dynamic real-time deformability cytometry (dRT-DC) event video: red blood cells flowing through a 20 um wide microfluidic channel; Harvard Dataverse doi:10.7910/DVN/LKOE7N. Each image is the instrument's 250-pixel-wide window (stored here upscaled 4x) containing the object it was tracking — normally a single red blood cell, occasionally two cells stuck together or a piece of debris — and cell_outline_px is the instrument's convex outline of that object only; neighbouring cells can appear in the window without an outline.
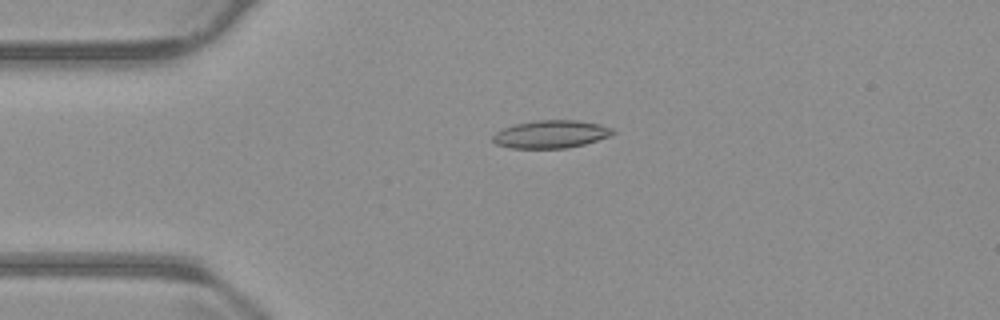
{"species": "common noctule bat (a hibernating species)", "species_latin": "Nyctalus noctula", "temperature_condition": "warm", "stored_images_in_passage": 55, "camera_frame_rate_fps": 3000, "um_per_image_px": 0.085, "animal": {"sex": "male", "body_mass_g": 23.1, "forearm_length_mm": 52.7}, "frame": {"image": 1, "passage_image": 13, "time_ms": 4.0, "image_size_px": [1000, 320], "cell_outline_px": [[616, 132], [612, 136], [584, 144], [564, 148], [508, 148], [496, 144], [492, 140], [492, 136], [496, 132], [504, 128], [516, 124], [536, 120], [576, 120], [600, 124], [612, 128]], "centroid_in_image_um": [46.84, 11.41], "position_along_channel_um": 38.2, "area_um2": 19.48}}
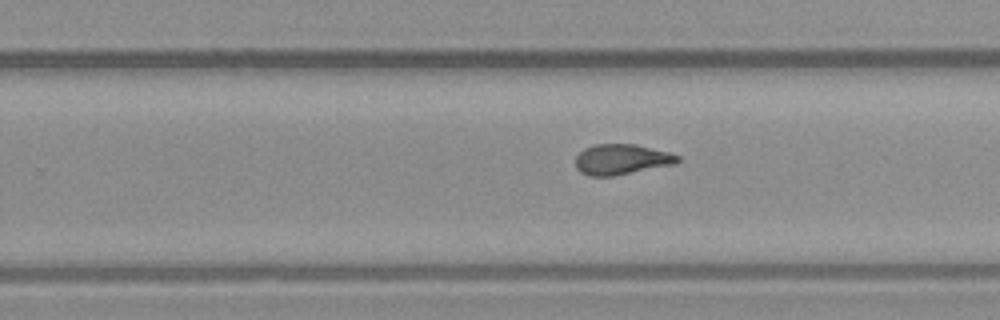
{"frame": {"image": 2, "passage_image": 34, "time_ms": 11.0, "image_size_px": [1000, 320], "cell_outline_px": [[680, 160], [672, 164], [612, 176], [588, 176], [580, 172], [576, 168], [576, 156], [584, 148], [596, 144], [636, 144], [672, 152], [680, 156]], "centroid_in_image_um": [52.82, 13.53], "position_along_channel_um": 277.0, "area_um2": 18.09}}
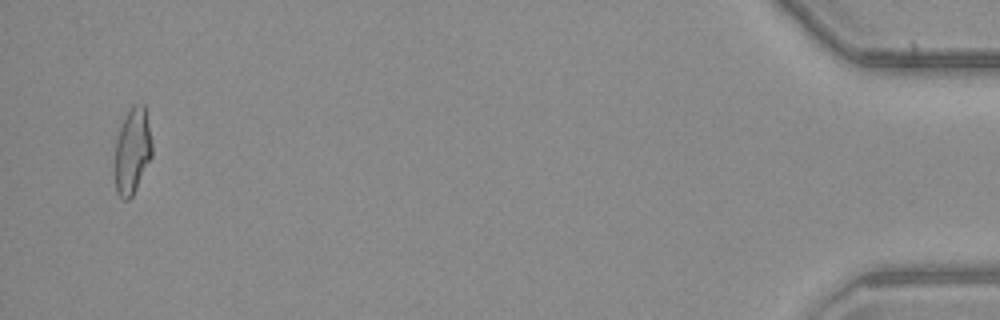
{"frame": {"image": 3, "passage_image": 53, "time_ms": 17.333, "image_size_px": [1000, 320], "cell_outline_px": [[152, 156], [132, 196], [128, 200], [124, 200], [116, 192], [116, 140], [120, 128], [128, 108], [132, 104], [144, 104], [152, 144]], "centroid_in_image_um": [11.26, 12.8], "position_along_channel_um": 423.9, "area_um2": 18.32}, "authors_computed_cell_mechanics": {"area_um2": 18.7272, "velocity_mm_per_s": 3.8123, "shape_relaxation_time_tau1_ms": null, "shape_relaxation_time_tau2_ms": 2.0028, "deformation_change_tau1": null, "deformation_change_tau2": 0.0927}}